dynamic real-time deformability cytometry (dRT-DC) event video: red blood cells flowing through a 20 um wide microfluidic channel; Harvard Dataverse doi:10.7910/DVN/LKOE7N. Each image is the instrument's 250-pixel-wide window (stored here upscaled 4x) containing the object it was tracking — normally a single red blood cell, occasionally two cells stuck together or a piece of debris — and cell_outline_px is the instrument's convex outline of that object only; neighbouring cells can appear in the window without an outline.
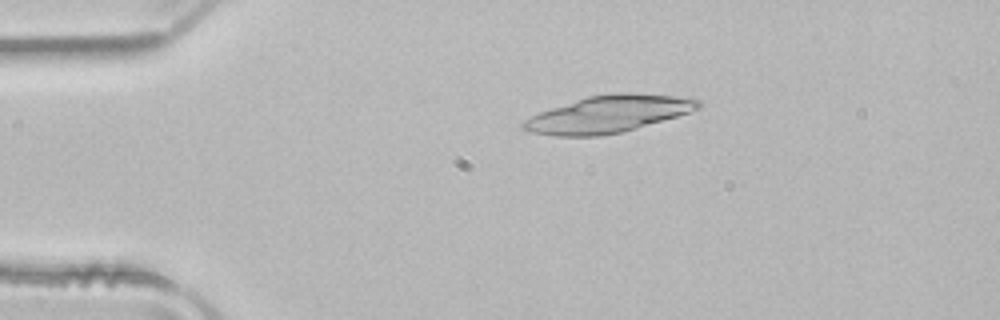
{"species": "common noctule bat (a hibernating species)", "species_latin": "Nyctalus noctula", "temperature_condition": "room temperature", "stored_images_in_passage": 41, "camera_frame_rate_fps": 3000, "um_per_image_px": 0.085, "animal": {"sex": "male", "body_mass_g": 21.5, "forearm_length_mm": 52.0}, "frame": {"image": 1, "passage_image": 1, "time_ms": 0.0, "image_size_px": [1000, 320], "cell_outline_px": [[700, 108], [676, 116], [620, 132], [600, 136], [552, 136], [532, 132], [520, 128], [520, 124], [524, 120], [540, 112], [588, 96], [612, 92], [632, 92], [672, 96], [700, 100]], "centroid_in_image_um": [51.65, 9.69], "position_along_channel_um": 33.4, "area_um2": 37.17}, "authors_computed_cell_mechanics": {"area_um2": 20.2878, "velocity_mm_per_s": 3.9711, "shape_relaxation_time_tau1_ms": 0.5563, "shape_relaxation_time_tau2_ms": 3.2218, "deformation_change_tau1": 0.2328, "deformation_change_tau2": 0.1063}}